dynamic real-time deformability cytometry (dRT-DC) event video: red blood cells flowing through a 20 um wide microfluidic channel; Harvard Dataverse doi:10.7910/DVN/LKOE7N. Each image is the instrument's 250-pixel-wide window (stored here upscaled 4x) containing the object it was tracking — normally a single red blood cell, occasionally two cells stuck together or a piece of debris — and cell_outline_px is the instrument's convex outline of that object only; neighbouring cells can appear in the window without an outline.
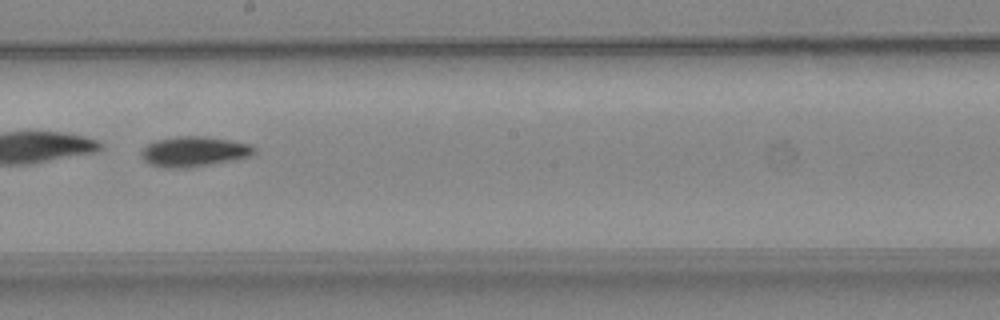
{"species": "common noctule bat (a hibernating species)", "species_latin": "Nyctalus noctula", "temperature_condition": "warm", "stored_images_in_passage": 48, "camera_frame_rate_fps": 3000, "um_per_image_px": 0.085, "animal": {"sex": "female", "body_mass_g": 24.6, "forearm_length_mm": 56.2}, "frame": {"image": 1, "passage_image": 28, "time_ms": 9.0, "image_size_px": [1000, 320], "cell_outline_px": [[256, 152], [248, 156], [236, 160], [188, 168], [164, 168], [148, 164], [140, 156], [140, 152], [148, 144], [156, 140], [176, 136], [200, 136], [228, 140], [252, 144], [256, 148]], "centroid_in_image_um": [16.48, 12.89], "position_along_channel_um": 231.7, "area_um2": 20.0}}